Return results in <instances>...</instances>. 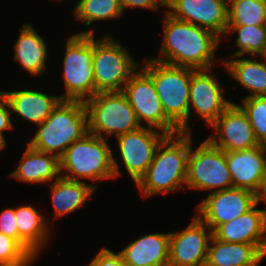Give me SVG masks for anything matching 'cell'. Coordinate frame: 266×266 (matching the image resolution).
Masks as SVG:
<instances>
[{"mask_svg": "<svg viewBox=\"0 0 266 266\" xmlns=\"http://www.w3.org/2000/svg\"><path fill=\"white\" fill-rule=\"evenodd\" d=\"M156 61L194 70L213 68L221 38L205 28L173 18L166 11Z\"/></svg>", "mask_w": 266, "mask_h": 266, "instance_id": "cell-1", "label": "cell"}, {"mask_svg": "<svg viewBox=\"0 0 266 266\" xmlns=\"http://www.w3.org/2000/svg\"><path fill=\"white\" fill-rule=\"evenodd\" d=\"M189 151L190 133L167 135L160 142L152 163L135 185L144 199L186 186Z\"/></svg>", "mask_w": 266, "mask_h": 266, "instance_id": "cell-2", "label": "cell"}, {"mask_svg": "<svg viewBox=\"0 0 266 266\" xmlns=\"http://www.w3.org/2000/svg\"><path fill=\"white\" fill-rule=\"evenodd\" d=\"M28 144L40 152L60 158L76 140L88 133V115L83 101L61 100L41 124Z\"/></svg>", "mask_w": 266, "mask_h": 266, "instance_id": "cell-3", "label": "cell"}, {"mask_svg": "<svg viewBox=\"0 0 266 266\" xmlns=\"http://www.w3.org/2000/svg\"><path fill=\"white\" fill-rule=\"evenodd\" d=\"M108 139L88 132L74 141L59 158L60 174L69 180H90L97 189L96 181L115 179L112 148Z\"/></svg>", "mask_w": 266, "mask_h": 266, "instance_id": "cell-4", "label": "cell"}, {"mask_svg": "<svg viewBox=\"0 0 266 266\" xmlns=\"http://www.w3.org/2000/svg\"><path fill=\"white\" fill-rule=\"evenodd\" d=\"M140 67L152 78L167 118L188 133V109L191 74L194 69L145 59Z\"/></svg>", "mask_w": 266, "mask_h": 266, "instance_id": "cell-5", "label": "cell"}, {"mask_svg": "<svg viewBox=\"0 0 266 266\" xmlns=\"http://www.w3.org/2000/svg\"><path fill=\"white\" fill-rule=\"evenodd\" d=\"M94 29L74 33L66 38L62 59L63 85L65 93L61 100L83 101L95 95L93 72Z\"/></svg>", "mask_w": 266, "mask_h": 266, "instance_id": "cell-6", "label": "cell"}, {"mask_svg": "<svg viewBox=\"0 0 266 266\" xmlns=\"http://www.w3.org/2000/svg\"><path fill=\"white\" fill-rule=\"evenodd\" d=\"M117 40L110 34L97 39L93 34L95 94L123 91L126 82L140 68L133 55Z\"/></svg>", "mask_w": 266, "mask_h": 266, "instance_id": "cell-7", "label": "cell"}, {"mask_svg": "<svg viewBox=\"0 0 266 266\" xmlns=\"http://www.w3.org/2000/svg\"><path fill=\"white\" fill-rule=\"evenodd\" d=\"M88 132L108 139L141 127L123 91L99 92L85 102Z\"/></svg>", "mask_w": 266, "mask_h": 266, "instance_id": "cell-8", "label": "cell"}, {"mask_svg": "<svg viewBox=\"0 0 266 266\" xmlns=\"http://www.w3.org/2000/svg\"><path fill=\"white\" fill-rule=\"evenodd\" d=\"M190 133V151L187 165L186 189L209 193L233 187L226 161V153L207 138L194 149Z\"/></svg>", "mask_w": 266, "mask_h": 266, "instance_id": "cell-9", "label": "cell"}, {"mask_svg": "<svg viewBox=\"0 0 266 266\" xmlns=\"http://www.w3.org/2000/svg\"><path fill=\"white\" fill-rule=\"evenodd\" d=\"M167 134L160 130L141 126L137 130L117 136V155L112 150V161L115 179L122 176L119 161L124 170L136 185L152 163L156 149ZM119 156V157H118Z\"/></svg>", "mask_w": 266, "mask_h": 266, "instance_id": "cell-10", "label": "cell"}, {"mask_svg": "<svg viewBox=\"0 0 266 266\" xmlns=\"http://www.w3.org/2000/svg\"><path fill=\"white\" fill-rule=\"evenodd\" d=\"M123 92L141 126L160 130L167 135L180 133L164 113L152 78L141 67L126 82Z\"/></svg>", "mask_w": 266, "mask_h": 266, "instance_id": "cell-11", "label": "cell"}, {"mask_svg": "<svg viewBox=\"0 0 266 266\" xmlns=\"http://www.w3.org/2000/svg\"><path fill=\"white\" fill-rule=\"evenodd\" d=\"M258 202V195L243 188H229L206 195L195 213L212 231L240 217Z\"/></svg>", "mask_w": 266, "mask_h": 266, "instance_id": "cell-12", "label": "cell"}, {"mask_svg": "<svg viewBox=\"0 0 266 266\" xmlns=\"http://www.w3.org/2000/svg\"><path fill=\"white\" fill-rule=\"evenodd\" d=\"M213 68L194 70L191 74L188 109V133H191L189 119L196 114L210 127L232 103L224 98L222 85L212 73Z\"/></svg>", "mask_w": 266, "mask_h": 266, "instance_id": "cell-13", "label": "cell"}, {"mask_svg": "<svg viewBox=\"0 0 266 266\" xmlns=\"http://www.w3.org/2000/svg\"><path fill=\"white\" fill-rule=\"evenodd\" d=\"M186 228L170 232L168 266H205L213 231L197 216Z\"/></svg>", "mask_w": 266, "mask_h": 266, "instance_id": "cell-14", "label": "cell"}, {"mask_svg": "<svg viewBox=\"0 0 266 266\" xmlns=\"http://www.w3.org/2000/svg\"><path fill=\"white\" fill-rule=\"evenodd\" d=\"M166 12L224 38L228 29V0H166Z\"/></svg>", "mask_w": 266, "mask_h": 266, "instance_id": "cell-15", "label": "cell"}, {"mask_svg": "<svg viewBox=\"0 0 266 266\" xmlns=\"http://www.w3.org/2000/svg\"><path fill=\"white\" fill-rule=\"evenodd\" d=\"M214 134L208 140L221 150L239 151L259 146L246 113L232 102L210 126Z\"/></svg>", "mask_w": 266, "mask_h": 266, "instance_id": "cell-16", "label": "cell"}, {"mask_svg": "<svg viewBox=\"0 0 266 266\" xmlns=\"http://www.w3.org/2000/svg\"><path fill=\"white\" fill-rule=\"evenodd\" d=\"M225 153L233 187L259 195L266 179V145Z\"/></svg>", "mask_w": 266, "mask_h": 266, "instance_id": "cell-17", "label": "cell"}, {"mask_svg": "<svg viewBox=\"0 0 266 266\" xmlns=\"http://www.w3.org/2000/svg\"><path fill=\"white\" fill-rule=\"evenodd\" d=\"M257 202L240 217L219 225L213 236L225 242L266 245V210Z\"/></svg>", "mask_w": 266, "mask_h": 266, "instance_id": "cell-18", "label": "cell"}, {"mask_svg": "<svg viewBox=\"0 0 266 266\" xmlns=\"http://www.w3.org/2000/svg\"><path fill=\"white\" fill-rule=\"evenodd\" d=\"M0 92L7 99L11 114L20 116L22 122L27 120L35 125L43 123L61 101L59 95H50L35 89L0 90Z\"/></svg>", "mask_w": 266, "mask_h": 266, "instance_id": "cell-19", "label": "cell"}, {"mask_svg": "<svg viewBox=\"0 0 266 266\" xmlns=\"http://www.w3.org/2000/svg\"><path fill=\"white\" fill-rule=\"evenodd\" d=\"M43 211L33 205L15 207L16 224L18 228V242L32 255L39 256L45 250L51 238L52 225L48 223Z\"/></svg>", "mask_w": 266, "mask_h": 266, "instance_id": "cell-20", "label": "cell"}, {"mask_svg": "<svg viewBox=\"0 0 266 266\" xmlns=\"http://www.w3.org/2000/svg\"><path fill=\"white\" fill-rule=\"evenodd\" d=\"M170 232L145 234L120 250L128 266H168Z\"/></svg>", "mask_w": 266, "mask_h": 266, "instance_id": "cell-21", "label": "cell"}, {"mask_svg": "<svg viewBox=\"0 0 266 266\" xmlns=\"http://www.w3.org/2000/svg\"><path fill=\"white\" fill-rule=\"evenodd\" d=\"M18 34V39L13 44L14 61L31 76L44 75L47 70L46 62L50 56L47 41L38 34L32 23H23Z\"/></svg>", "mask_w": 266, "mask_h": 266, "instance_id": "cell-22", "label": "cell"}, {"mask_svg": "<svg viewBox=\"0 0 266 266\" xmlns=\"http://www.w3.org/2000/svg\"><path fill=\"white\" fill-rule=\"evenodd\" d=\"M266 258V245L225 242L212 236L205 266H259Z\"/></svg>", "mask_w": 266, "mask_h": 266, "instance_id": "cell-23", "label": "cell"}, {"mask_svg": "<svg viewBox=\"0 0 266 266\" xmlns=\"http://www.w3.org/2000/svg\"><path fill=\"white\" fill-rule=\"evenodd\" d=\"M26 150L21 157L20 164L8 177L17 181L31 184H49L60 176V162L55 155L40 152L26 142Z\"/></svg>", "mask_w": 266, "mask_h": 266, "instance_id": "cell-24", "label": "cell"}, {"mask_svg": "<svg viewBox=\"0 0 266 266\" xmlns=\"http://www.w3.org/2000/svg\"><path fill=\"white\" fill-rule=\"evenodd\" d=\"M218 59L224 65L228 77L250 93L242 98L266 96V63L260 56H237L222 61V58Z\"/></svg>", "mask_w": 266, "mask_h": 266, "instance_id": "cell-25", "label": "cell"}, {"mask_svg": "<svg viewBox=\"0 0 266 266\" xmlns=\"http://www.w3.org/2000/svg\"><path fill=\"white\" fill-rule=\"evenodd\" d=\"M53 205V220L80 210L92 197L95 188L87 182L69 180L59 177L48 184Z\"/></svg>", "mask_w": 266, "mask_h": 266, "instance_id": "cell-26", "label": "cell"}, {"mask_svg": "<svg viewBox=\"0 0 266 266\" xmlns=\"http://www.w3.org/2000/svg\"><path fill=\"white\" fill-rule=\"evenodd\" d=\"M73 13L87 28L94 22L117 20L124 14L120 0H78Z\"/></svg>", "mask_w": 266, "mask_h": 266, "instance_id": "cell-27", "label": "cell"}, {"mask_svg": "<svg viewBox=\"0 0 266 266\" xmlns=\"http://www.w3.org/2000/svg\"><path fill=\"white\" fill-rule=\"evenodd\" d=\"M237 33L235 44L237 51L232 53L229 58L237 56H260L266 47V25H228L224 40L229 34Z\"/></svg>", "mask_w": 266, "mask_h": 266, "instance_id": "cell-28", "label": "cell"}, {"mask_svg": "<svg viewBox=\"0 0 266 266\" xmlns=\"http://www.w3.org/2000/svg\"><path fill=\"white\" fill-rule=\"evenodd\" d=\"M228 25H266V0H228Z\"/></svg>", "mask_w": 266, "mask_h": 266, "instance_id": "cell-29", "label": "cell"}, {"mask_svg": "<svg viewBox=\"0 0 266 266\" xmlns=\"http://www.w3.org/2000/svg\"><path fill=\"white\" fill-rule=\"evenodd\" d=\"M238 104L246 113L256 140L266 145V96L243 98Z\"/></svg>", "mask_w": 266, "mask_h": 266, "instance_id": "cell-30", "label": "cell"}, {"mask_svg": "<svg viewBox=\"0 0 266 266\" xmlns=\"http://www.w3.org/2000/svg\"><path fill=\"white\" fill-rule=\"evenodd\" d=\"M31 257L16 239L0 233V266H19Z\"/></svg>", "mask_w": 266, "mask_h": 266, "instance_id": "cell-31", "label": "cell"}, {"mask_svg": "<svg viewBox=\"0 0 266 266\" xmlns=\"http://www.w3.org/2000/svg\"><path fill=\"white\" fill-rule=\"evenodd\" d=\"M86 266H128L119 252L102 247Z\"/></svg>", "mask_w": 266, "mask_h": 266, "instance_id": "cell-32", "label": "cell"}, {"mask_svg": "<svg viewBox=\"0 0 266 266\" xmlns=\"http://www.w3.org/2000/svg\"><path fill=\"white\" fill-rule=\"evenodd\" d=\"M15 207L6 208L0 213V233L18 241Z\"/></svg>", "mask_w": 266, "mask_h": 266, "instance_id": "cell-33", "label": "cell"}, {"mask_svg": "<svg viewBox=\"0 0 266 266\" xmlns=\"http://www.w3.org/2000/svg\"><path fill=\"white\" fill-rule=\"evenodd\" d=\"M123 12L128 8H140L157 11L159 7H166V0H120Z\"/></svg>", "mask_w": 266, "mask_h": 266, "instance_id": "cell-34", "label": "cell"}, {"mask_svg": "<svg viewBox=\"0 0 266 266\" xmlns=\"http://www.w3.org/2000/svg\"><path fill=\"white\" fill-rule=\"evenodd\" d=\"M10 106L7 99L0 92V132L14 128Z\"/></svg>", "mask_w": 266, "mask_h": 266, "instance_id": "cell-35", "label": "cell"}, {"mask_svg": "<svg viewBox=\"0 0 266 266\" xmlns=\"http://www.w3.org/2000/svg\"><path fill=\"white\" fill-rule=\"evenodd\" d=\"M258 202L261 204V203H264L266 206V179L264 181V185H263V188L260 192V194L258 195ZM266 210V209H265Z\"/></svg>", "mask_w": 266, "mask_h": 266, "instance_id": "cell-36", "label": "cell"}, {"mask_svg": "<svg viewBox=\"0 0 266 266\" xmlns=\"http://www.w3.org/2000/svg\"><path fill=\"white\" fill-rule=\"evenodd\" d=\"M4 136H5L4 133L0 132V151L5 149V147L7 146L6 139Z\"/></svg>", "mask_w": 266, "mask_h": 266, "instance_id": "cell-37", "label": "cell"}, {"mask_svg": "<svg viewBox=\"0 0 266 266\" xmlns=\"http://www.w3.org/2000/svg\"><path fill=\"white\" fill-rule=\"evenodd\" d=\"M39 257L40 256H32L27 262L19 266H33V264H35L34 262L37 260L36 258L39 259Z\"/></svg>", "mask_w": 266, "mask_h": 266, "instance_id": "cell-38", "label": "cell"}, {"mask_svg": "<svg viewBox=\"0 0 266 266\" xmlns=\"http://www.w3.org/2000/svg\"><path fill=\"white\" fill-rule=\"evenodd\" d=\"M260 57L266 63V47H265L264 51L262 52V54L260 55Z\"/></svg>", "mask_w": 266, "mask_h": 266, "instance_id": "cell-39", "label": "cell"}]
</instances>
